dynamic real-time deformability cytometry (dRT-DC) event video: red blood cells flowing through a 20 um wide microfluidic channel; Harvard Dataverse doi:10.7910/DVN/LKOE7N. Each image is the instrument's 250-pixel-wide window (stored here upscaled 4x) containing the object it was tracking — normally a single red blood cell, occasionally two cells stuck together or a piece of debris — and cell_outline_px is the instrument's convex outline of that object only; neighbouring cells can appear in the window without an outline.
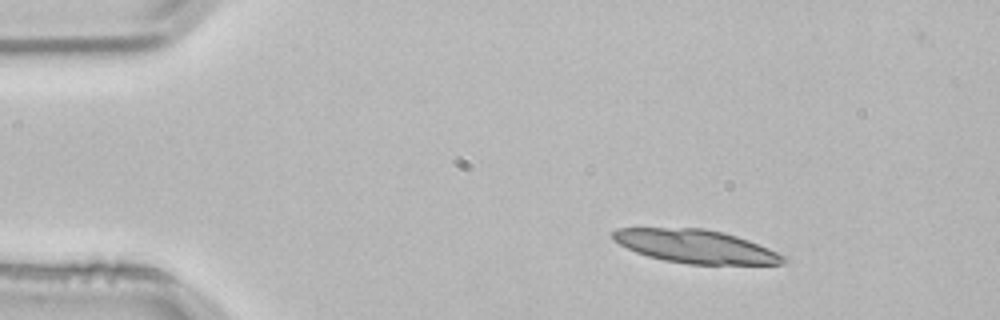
{"species": "common noctule bat (a hibernating species)", "species_latin": "Nyctalus noctula", "temperature_condition": "room temperature", "stored_images_in_passage": 4, "segment_of_instrument_passage": [2, 2], "camera_frame_rate_fps": 3000, "um_per_image_px": 0.085, "animal": {"sex": "male", "body_mass_g": 21.5, "forearm_length_mm": 52.0}, "frame": {"image": 1, "passage_image": 4, "time_ms": 1.0, "image_size_px": [1000, 320], "cell_outline_px": [[788, 260], [784, 264], [688, 264], [664, 260], [648, 256], [636, 252], [612, 240], [612, 232], [616, 228], [704, 228], [736, 236], [748, 240], [788, 256]], "centroid_in_image_um": [59.15, 20.95], "position_along_channel_um": 25.8, "area_um2": 33.06}}